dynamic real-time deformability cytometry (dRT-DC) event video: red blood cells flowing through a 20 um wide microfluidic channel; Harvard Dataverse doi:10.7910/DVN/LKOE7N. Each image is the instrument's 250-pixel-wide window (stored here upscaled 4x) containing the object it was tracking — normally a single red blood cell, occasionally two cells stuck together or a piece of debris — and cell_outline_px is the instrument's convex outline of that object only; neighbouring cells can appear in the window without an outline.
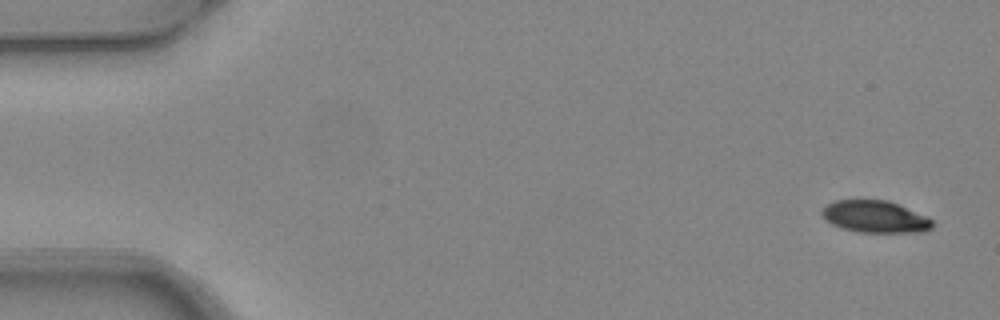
{"species": "common noctule bat (a hibernating species)", "species_latin": "Nyctalus noctula", "temperature_condition": "warm", "stored_images_in_passage": 5, "camera_frame_rate_fps": 3000, "um_per_image_px": 0.085, "animal": {"sex": "female", "body_mass_g": 24.6, "forearm_length_mm": 56.2}, "frame": {"image": 1, "passage_image": 1, "time_ms": 0.0, "image_size_px": [1000, 320], "cell_outline_px": [[932, 228], [924, 232], [860, 232], [840, 228], [824, 220], [820, 216], [820, 212], [828, 204], [836, 200], [888, 200], [928, 216], [932, 220]], "centroid_in_image_um": [74.37, 18.42], "position_along_channel_um": 10.6, "area_um2": 20.75}}